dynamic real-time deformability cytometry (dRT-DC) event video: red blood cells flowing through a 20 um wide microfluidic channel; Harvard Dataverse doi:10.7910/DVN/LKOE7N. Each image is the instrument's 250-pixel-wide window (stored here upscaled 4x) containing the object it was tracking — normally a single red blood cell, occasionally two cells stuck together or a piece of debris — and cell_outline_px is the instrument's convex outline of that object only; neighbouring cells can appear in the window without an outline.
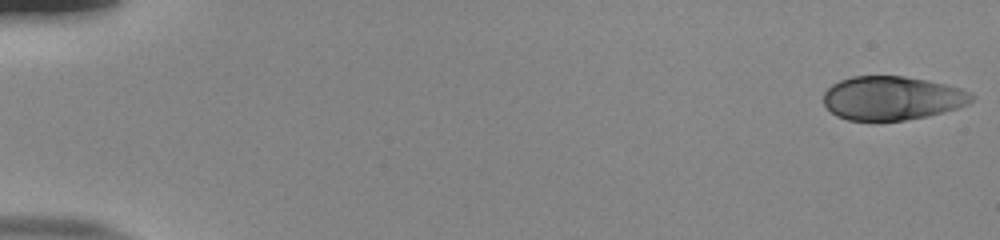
{"species": "human", "species_latin": "Homo sapiens", "temperature_condition": "room temperature", "stored_images_in_passage": 54, "camera_frame_rate_fps": 3000, "um_per_image_px": 0.085, "donor": {"sex": "male"}, "frame": {"image": 1, "passage_image": 1, "time_ms": 0.0, "image_size_px": [1000, 240], "cell_outline_px": [[976, 96], [968, 104], [944, 112], [928, 116], [904, 120], [848, 120], [836, 116], [824, 104], [824, 92], [832, 84], [840, 80], [852, 76], [904, 76], [944, 84], [960, 88], [972, 92]], "centroid_in_image_um": [75.83, 8.34], "position_along_channel_um": 9.2, "area_um2": 37.74}}
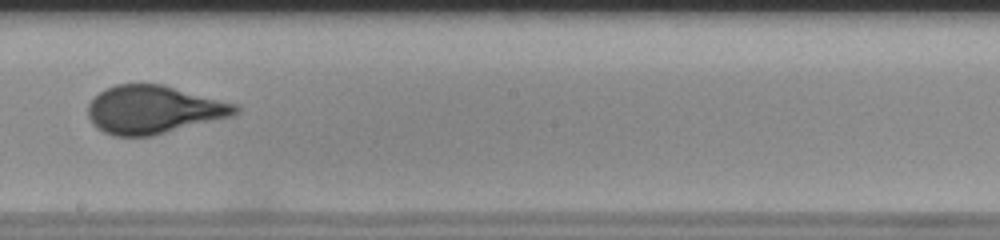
{"frame": {"image": 2, "passage_image": 32, "time_ms": 10.333, "image_size_px": [1000, 240], "cell_outline_px": [[240, 112], [232, 116], [152, 136], [112, 136], [96, 128], [92, 124], [88, 116], [88, 104], [104, 88], [116, 84], [164, 84], [236, 104], [240, 108]], "centroid_in_image_um": [13.04, 9.32], "position_along_channel_um": 235.2, "area_um2": 41.44}}
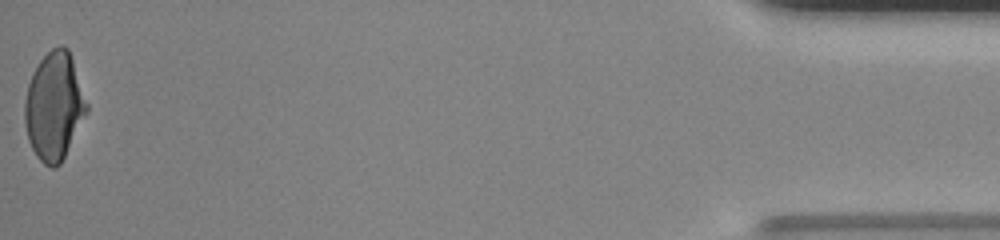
{"frame": {"image": 3, "passage_image": 54, "time_ms": 17.667, "image_size_px": [1000, 240], "cell_outline_px": [[88, 112], [60, 164], [56, 168], [52, 168], [44, 164], [36, 156], [28, 140], [24, 120], [24, 100], [28, 84], [32, 72], [40, 60], [52, 48], [60, 44], [64, 44], [68, 48], [88, 104]], "centroid_in_image_um": [4.59, 9.03], "position_along_channel_um": 430.6, "area_um2": 39.07}, "authors_computed_cell_mechanics": {"area_um2": 40.0843, "velocity_mm_per_s": 3.8393, "shape_relaxation_time_tau1_ms": 6.9847, "shape_relaxation_time_tau2_ms": null, "deformation_change_tau1": 0.19, "deformation_change_tau2": null}}